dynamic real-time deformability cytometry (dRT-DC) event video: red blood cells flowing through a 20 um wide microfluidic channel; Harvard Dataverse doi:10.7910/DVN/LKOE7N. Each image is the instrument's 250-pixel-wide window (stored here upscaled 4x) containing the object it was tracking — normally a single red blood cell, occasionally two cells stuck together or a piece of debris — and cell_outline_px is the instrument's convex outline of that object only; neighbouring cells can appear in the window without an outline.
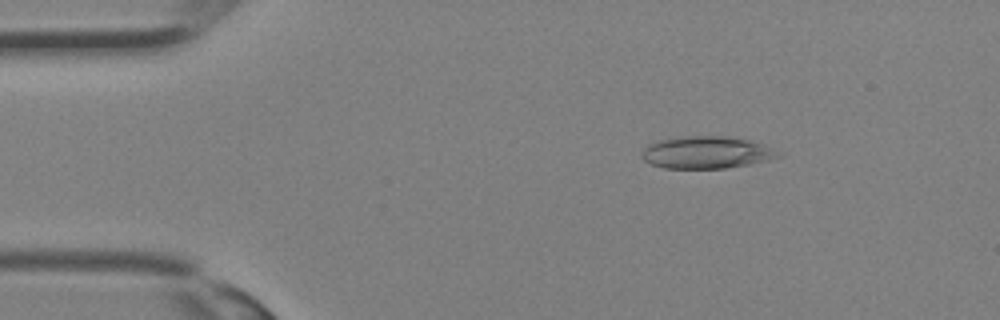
{"species": "Egyptian fruit bat (a non-hibernating species)", "species_latin": "Rousettus aegyptiacus", "temperature_condition": "room temperature", "stored_images_in_passage": 13, "camera_frame_rate_fps": 3000, "um_per_image_px": 0.085, "animal": {"sex": "female"}, "frame": {"image": 1, "passage_image": 6, "time_ms": 1.667, "image_size_px": [1000, 320], "cell_outline_px": [[784, 152], [780, 156], [768, 160], [748, 164], [724, 168], [664, 168], [652, 164], [644, 160], [640, 156], [640, 152], [648, 144], [660, 140], [680, 136], [724, 136], [752, 140], [764, 144]], "centroid_in_image_um": [60.07, 12.95], "position_along_channel_um": 24.9, "area_um2": 25.84}}
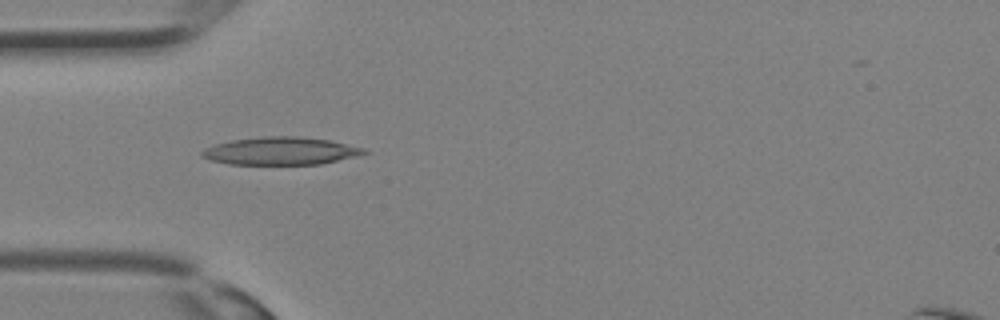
{"frame": {"image": 2, "passage_image": 11, "time_ms": 3.333, "image_size_px": [1000, 320], "cell_outline_px": [[368, 152], [356, 156], [320, 164], [228, 164], [212, 160], [200, 156], [200, 152], [204, 148], [216, 144], [232, 140], [264, 136], [300, 136], [328, 140], [364, 148]], "centroid_in_image_um": [23.82, 12.83], "position_along_channel_um": 61.2, "area_um2": 26.01}}
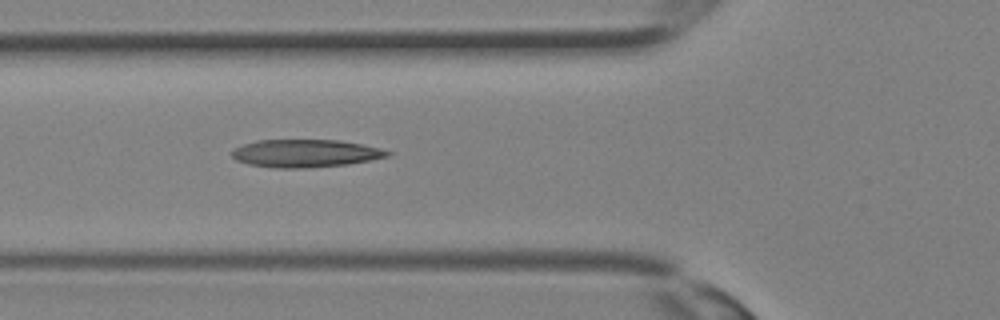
{"frame": {"image": 3, "passage_image": 13, "time_ms": 4.0, "image_size_px": [1000, 320], "cell_outline_px": [[392, 156], [348, 164], [304, 168], [272, 168], [248, 164], [236, 160], [232, 156], [232, 148], [256, 140], [340, 140], [380, 148], [392, 152]], "centroid_in_image_um": [25.95, 13.03], "position_along_channel_um": 99.8, "area_um2": 25.32}}